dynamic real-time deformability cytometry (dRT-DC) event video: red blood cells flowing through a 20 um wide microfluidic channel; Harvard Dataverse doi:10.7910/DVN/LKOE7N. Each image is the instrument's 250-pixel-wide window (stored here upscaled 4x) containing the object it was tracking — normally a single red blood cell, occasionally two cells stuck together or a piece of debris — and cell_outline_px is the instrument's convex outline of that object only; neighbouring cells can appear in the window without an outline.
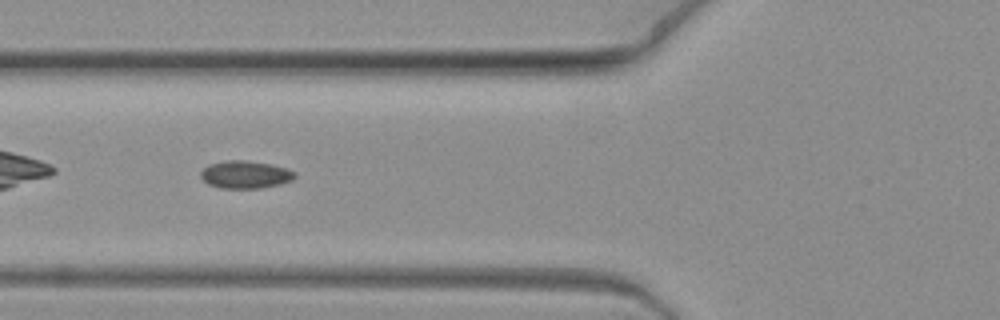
{"species": "common noctule bat (a hibernating species)", "species_latin": "Nyctalus noctula", "temperature_condition": "warm", "stored_images_in_passage": 5, "camera_frame_rate_fps": 3000, "um_per_image_px": 0.085, "animal": {"sex": "female", "body_mass_g": 19.3, "forearm_length_mm": 54.1}, "frame": {"image": 1, "passage_image": 4, "time_ms": 1.0, "image_size_px": [1000, 320], "cell_outline_px": [[296, 176], [292, 180], [280, 184], [260, 188], [220, 188], [208, 184], [200, 176], [200, 172], [208, 164], [228, 160], [244, 160], [272, 164], [296, 172]], "centroid_in_image_um": [20.84, 14.84], "position_along_channel_um": 105.0, "area_um2": 15.14}}